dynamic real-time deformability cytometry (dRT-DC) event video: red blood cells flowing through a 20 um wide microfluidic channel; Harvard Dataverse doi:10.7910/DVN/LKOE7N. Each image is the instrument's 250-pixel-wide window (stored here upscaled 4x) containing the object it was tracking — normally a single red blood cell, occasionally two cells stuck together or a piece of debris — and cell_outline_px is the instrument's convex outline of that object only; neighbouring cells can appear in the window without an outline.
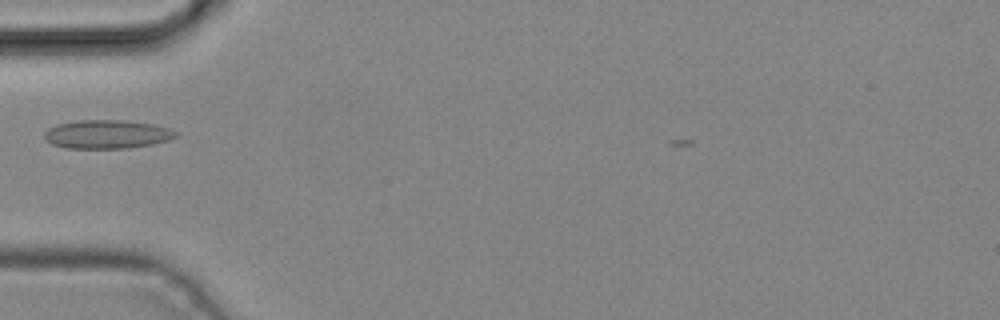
{"species": "common noctule bat (a hibernating species)", "species_latin": "Nyctalus noctula", "temperature_condition": "cold", "stored_images_in_passage": 2, "camera_frame_rate_fps": 3000, "um_per_image_px": 0.085, "animal": {"sex": "male", "body_mass_g": 19.2, "forearm_length_mm": 51.8}, "frame": {"image": 1, "passage_image": 2, "time_ms": 0.333, "image_size_px": [1000, 320], "cell_outline_px": [[180, 136], [168, 140], [152, 144], [128, 148], [68, 148], [52, 144], [44, 140], [44, 132], [48, 128], [56, 124], [76, 120], [124, 120], [152, 124], [168, 128], [180, 132]], "centroid_in_image_um": [9.1, 11.41], "position_along_channel_um": 75.9, "area_um2": 22.14}}